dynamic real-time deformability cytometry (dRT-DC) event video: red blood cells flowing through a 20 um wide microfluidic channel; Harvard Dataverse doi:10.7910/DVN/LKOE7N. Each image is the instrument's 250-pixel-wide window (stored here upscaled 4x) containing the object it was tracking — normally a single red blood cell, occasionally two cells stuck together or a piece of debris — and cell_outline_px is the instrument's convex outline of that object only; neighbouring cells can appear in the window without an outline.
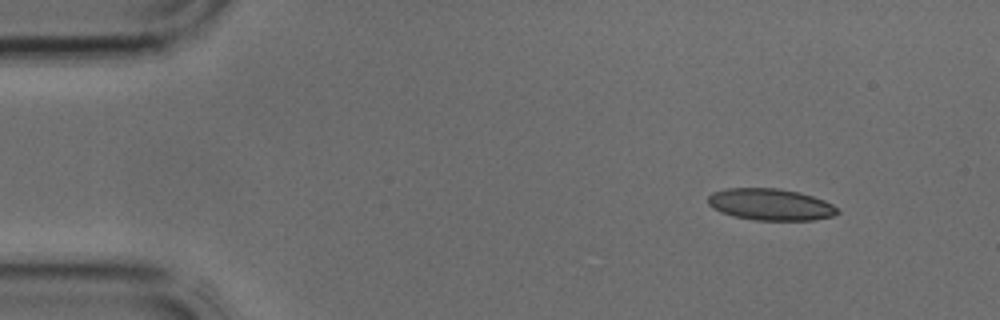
{"species": "common noctule bat (a hibernating species)", "species_latin": "Nyctalus noctula", "temperature_condition": "cold", "stored_images_in_passage": 2, "camera_frame_rate_fps": 3000, "um_per_image_px": 0.085, "animal": {"sex": "male", "body_mass_g": 17.9, "forearm_length_mm": 54.2}, "frame": {"image": 1, "passage_image": 1, "time_ms": 0.0, "image_size_px": [1000, 320], "cell_outline_px": [[840, 212], [832, 216], [812, 220], [752, 220], [732, 216], [720, 212], [712, 208], [708, 204], [708, 196], [712, 192], [728, 188], [780, 188], [800, 192], [824, 200], [832, 204]], "centroid_in_image_um": [65.46, 17.38], "position_along_channel_um": 19.5, "area_um2": 24.04}}